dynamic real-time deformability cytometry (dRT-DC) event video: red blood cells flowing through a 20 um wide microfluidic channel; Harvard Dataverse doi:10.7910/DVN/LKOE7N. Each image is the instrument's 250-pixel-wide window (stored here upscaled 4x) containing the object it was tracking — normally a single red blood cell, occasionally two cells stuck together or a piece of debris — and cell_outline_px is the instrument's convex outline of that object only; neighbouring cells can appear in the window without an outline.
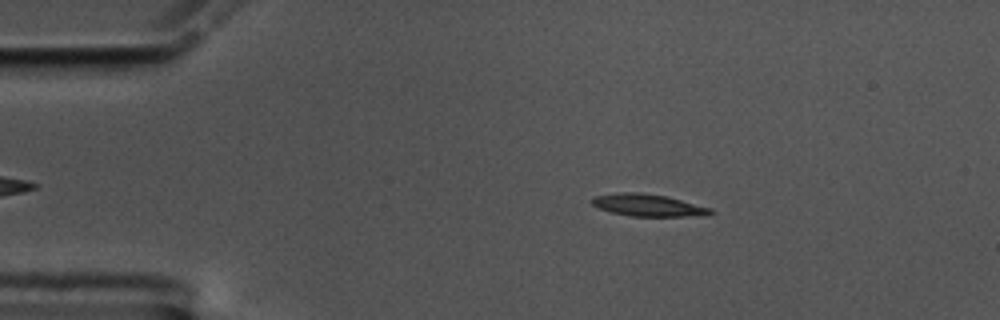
{"species": "common noctule bat (a hibernating species)", "species_latin": "Nyctalus noctula", "temperature_condition": "cold", "stored_images_in_passage": 48, "camera_frame_rate_fps": 3000, "um_per_image_px": 0.085, "animal": {"sex": "male", "body_mass_g": 17.5, "forearm_length_mm": 52.3}, "frame": {"image": 1, "passage_image": 10, "time_ms": 3.0, "image_size_px": [1000, 320], "cell_outline_px": [[716, 212], [708, 216], [632, 216], [612, 212], [600, 208], [592, 204], [592, 196], [620, 192], [640, 192], [668, 196], [712, 208]], "centroid_in_image_um": [55.16, 17.44], "position_along_channel_um": 29.8, "area_um2": 15.49}}
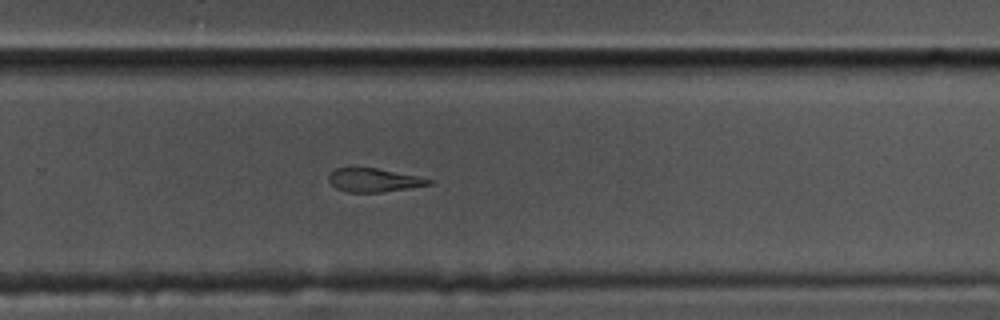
{"frame": {"image": 2, "passage_image": 37, "time_ms": 12.0, "image_size_px": [1000, 320], "cell_outline_px": [[436, 180], [432, 184], [408, 188], [380, 192], [348, 192], [336, 188], [328, 180], [328, 176], [336, 168], [376, 168]], "centroid_in_image_um": [31.79, 15.31], "position_along_channel_um": 298.0, "area_um2": 13.53}}
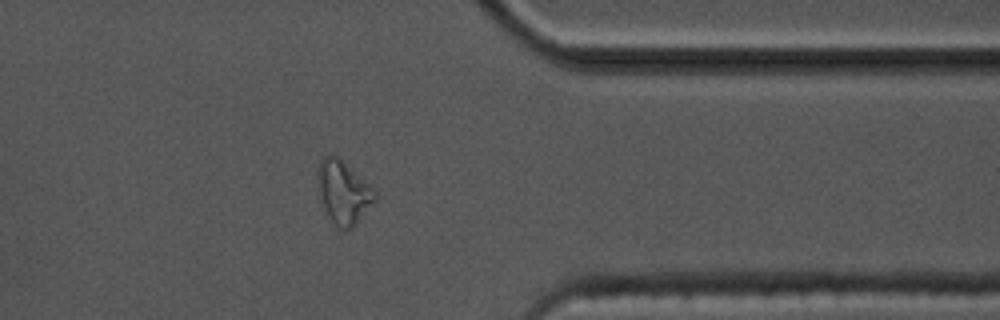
{"frame": {"image": 3, "passage_image": 45, "time_ms": 14.667, "image_size_px": [1000, 320], "cell_outline_px": [[376, 200], [356, 224], [352, 228], [340, 228], [332, 220], [324, 208], [320, 196], [316, 176], [316, 172], [320, 160], [324, 156], [332, 152], [368, 184], [376, 192]], "centroid_in_image_um": [29.16, 16.31], "position_along_channel_um": 382.2, "area_um2": 20.63}, "authors_computed_cell_mechanics": {"area_um2": 14.9413, "velocity_mm_per_s": 3.5455, "shape_relaxation_time_tau1_ms": 9.3406, "shape_relaxation_time_tau2_ms": null, "deformation_change_tau1": 0.2894, "deformation_change_tau2": null}}